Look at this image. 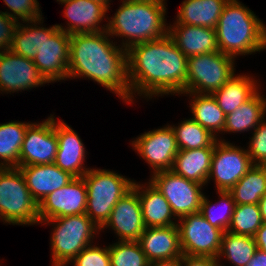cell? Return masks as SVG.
Returning a JSON list of instances; mask_svg holds the SVG:
<instances>
[{
	"mask_svg": "<svg viewBox=\"0 0 266 266\" xmlns=\"http://www.w3.org/2000/svg\"><path fill=\"white\" fill-rule=\"evenodd\" d=\"M130 104L145 99L185 93L187 57L168 34L157 40L137 43L127 49ZM140 94V95H139Z\"/></svg>",
	"mask_w": 266,
	"mask_h": 266,
	"instance_id": "cell-1",
	"label": "cell"
},
{
	"mask_svg": "<svg viewBox=\"0 0 266 266\" xmlns=\"http://www.w3.org/2000/svg\"><path fill=\"white\" fill-rule=\"evenodd\" d=\"M107 31L70 35L68 79L88 78L130 104L127 50Z\"/></svg>",
	"mask_w": 266,
	"mask_h": 266,
	"instance_id": "cell-2",
	"label": "cell"
},
{
	"mask_svg": "<svg viewBox=\"0 0 266 266\" xmlns=\"http://www.w3.org/2000/svg\"><path fill=\"white\" fill-rule=\"evenodd\" d=\"M165 5V0L122 1L115 14L107 16L106 31L110 38L123 37L120 46L126 50L137 43L161 39L168 33Z\"/></svg>",
	"mask_w": 266,
	"mask_h": 266,
	"instance_id": "cell-3",
	"label": "cell"
},
{
	"mask_svg": "<svg viewBox=\"0 0 266 266\" xmlns=\"http://www.w3.org/2000/svg\"><path fill=\"white\" fill-rule=\"evenodd\" d=\"M216 29L219 51L237 58L266 50V26L239 0H229Z\"/></svg>",
	"mask_w": 266,
	"mask_h": 266,
	"instance_id": "cell-4",
	"label": "cell"
},
{
	"mask_svg": "<svg viewBox=\"0 0 266 266\" xmlns=\"http://www.w3.org/2000/svg\"><path fill=\"white\" fill-rule=\"evenodd\" d=\"M52 225L51 257L52 266H67L87 246L100 228L84 213L64 216L41 222Z\"/></svg>",
	"mask_w": 266,
	"mask_h": 266,
	"instance_id": "cell-5",
	"label": "cell"
},
{
	"mask_svg": "<svg viewBox=\"0 0 266 266\" xmlns=\"http://www.w3.org/2000/svg\"><path fill=\"white\" fill-rule=\"evenodd\" d=\"M87 190L85 214L101 228L117 202L133 189L134 180L106 169L90 168L83 175Z\"/></svg>",
	"mask_w": 266,
	"mask_h": 266,
	"instance_id": "cell-6",
	"label": "cell"
},
{
	"mask_svg": "<svg viewBox=\"0 0 266 266\" xmlns=\"http://www.w3.org/2000/svg\"><path fill=\"white\" fill-rule=\"evenodd\" d=\"M0 219L9 225L39 224L38 203L18 167H0Z\"/></svg>",
	"mask_w": 266,
	"mask_h": 266,
	"instance_id": "cell-7",
	"label": "cell"
},
{
	"mask_svg": "<svg viewBox=\"0 0 266 266\" xmlns=\"http://www.w3.org/2000/svg\"><path fill=\"white\" fill-rule=\"evenodd\" d=\"M235 58L221 51L187 58L185 93L212 94L235 73Z\"/></svg>",
	"mask_w": 266,
	"mask_h": 266,
	"instance_id": "cell-8",
	"label": "cell"
},
{
	"mask_svg": "<svg viewBox=\"0 0 266 266\" xmlns=\"http://www.w3.org/2000/svg\"><path fill=\"white\" fill-rule=\"evenodd\" d=\"M70 52V35L58 26L42 25V43L33 63L48 83L67 80Z\"/></svg>",
	"mask_w": 266,
	"mask_h": 266,
	"instance_id": "cell-9",
	"label": "cell"
},
{
	"mask_svg": "<svg viewBox=\"0 0 266 266\" xmlns=\"http://www.w3.org/2000/svg\"><path fill=\"white\" fill-rule=\"evenodd\" d=\"M151 175L149 180L169 202L176 218L200 212L203 184L176 175L172 170Z\"/></svg>",
	"mask_w": 266,
	"mask_h": 266,
	"instance_id": "cell-10",
	"label": "cell"
},
{
	"mask_svg": "<svg viewBox=\"0 0 266 266\" xmlns=\"http://www.w3.org/2000/svg\"><path fill=\"white\" fill-rule=\"evenodd\" d=\"M207 183L213 179L217 192H228L254 165L247 149L217 138Z\"/></svg>",
	"mask_w": 266,
	"mask_h": 266,
	"instance_id": "cell-11",
	"label": "cell"
},
{
	"mask_svg": "<svg viewBox=\"0 0 266 266\" xmlns=\"http://www.w3.org/2000/svg\"><path fill=\"white\" fill-rule=\"evenodd\" d=\"M180 246L183 254L217 258L223 231L211 225L201 213L177 219Z\"/></svg>",
	"mask_w": 266,
	"mask_h": 266,
	"instance_id": "cell-12",
	"label": "cell"
},
{
	"mask_svg": "<svg viewBox=\"0 0 266 266\" xmlns=\"http://www.w3.org/2000/svg\"><path fill=\"white\" fill-rule=\"evenodd\" d=\"M131 142L137 154L152 168V173L172 170L179 149L174 131L169 124L144 132Z\"/></svg>",
	"mask_w": 266,
	"mask_h": 266,
	"instance_id": "cell-13",
	"label": "cell"
},
{
	"mask_svg": "<svg viewBox=\"0 0 266 266\" xmlns=\"http://www.w3.org/2000/svg\"><path fill=\"white\" fill-rule=\"evenodd\" d=\"M54 118L50 114L42 123L32 122L27 127L20 150V166L54 163L58 149Z\"/></svg>",
	"mask_w": 266,
	"mask_h": 266,
	"instance_id": "cell-14",
	"label": "cell"
},
{
	"mask_svg": "<svg viewBox=\"0 0 266 266\" xmlns=\"http://www.w3.org/2000/svg\"><path fill=\"white\" fill-rule=\"evenodd\" d=\"M87 190L83 177H75L67 185L48 194L39 204V223L86 212Z\"/></svg>",
	"mask_w": 266,
	"mask_h": 266,
	"instance_id": "cell-15",
	"label": "cell"
},
{
	"mask_svg": "<svg viewBox=\"0 0 266 266\" xmlns=\"http://www.w3.org/2000/svg\"><path fill=\"white\" fill-rule=\"evenodd\" d=\"M48 83L32 59L13 53L0 52V93H15ZM2 91V92H1Z\"/></svg>",
	"mask_w": 266,
	"mask_h": 266,
	"instance_id": "cell-16",
	"label": "cell"
},
{
	"mask_svg": "<svg viewBox=\"0 0 266 266\" xmlns=\"http://www.w3.org/2000/svg\"><path fill=\"white\" fill-rule=\"evenodd\" d=\"M111 228L118 241H138L146 226L142 217L138 193L132 189L122 197L111 211L100 231Z\"/></svg>",
	"mask_w": 266,
	"mask_h": 266,
	"instance_id": "cell-17",
	"label": "cell"
},
{
	"mask_svg": "<svg viewBox=\"0 0 266 266\" xmlns=\"http://www.w3.org/2000/svg\"><path fill=\"white\" fill-rule=\"evenodd\" d=\"M60 3L65 7L63 14L68 23L65 27L56 24L59 29L69 35L106 31L107 24L100 26L108 13L103 4L93 0H66Z\"/></svg>",
	"mask_w": 266,
	"mask_h": 266,
	"instance_id": "cell-18",
	"label": "cell"
},
{
	"mask_svg": "<svg viewBox=\"0 0 266 266\" xmlns=\"http://www.w3.org/2000/svg\"><path fill=\"white\" fill-rule=\"evenodd\" d=\"M55 131L58 149L54 164L74 177H83L90 168L84 166L87 151L80 136L64 120L55 119Z\"/></svg>",
	"mask_w": 266,
	"mask_h": 266,
	"instance_id": "cell-19",
	"label": "cell"
},
{
	"mask_svg": "<svg viewBox=\"0 0 266 266\" xmlns=\"http://www.w3.org/2000/svg\"><path fill=\"white\" fill-rule=\"evenodd\" d=\"M173 24H169L167 34L187 58L219 51L216 29L176 21Z\"/></svg>",
	"mask_w": 266,
	"mask_h": 266,
	"instance_id": "cell-20",
	"label": "cell"
},
{
	"mask_svg": "<svg viewBox=\"0 0 266 266\" xmlns=\"http://www.w3.org/2000/svg\"><path fill=\"white\" fill-rule=\"evenodd\" d=\"M138 243L149 263L180 258L183 255L177 225L146 228Z\"/></svg>",
	"mask_w": 266,
	"mask_h": 266,
	"instance_id": "cell-21",
	"label": "cell"
},
{
	"mask_svg": "<svg viewBox=\"0 0 266 266\" xmlns=\"http://www.w3.org/2000/svg\"><path fill=\"white\" fill-rule=\"evenodd\" d=\"M23 174L32 198L39 204L48 194L67 185L75 177L56 164L18 167Z\"/></svg>",
	"mask_w": 266,
	"mask_h": 266,
	"instance_id": "cell-22",
	"label": "cell"
},
{
	"mask_svg": "<svg viewBox=\"0 0 266 266\" xmlns=\"http://www.w3.org/2000/svg\"><path fill=\"white\" fill-rule=\"evenodd\" d=\"M133 189L138 193L146 228L177 225L169 202L150 180L144 185L134 182Z\"/></svg>",
	"mask_w": 266,
	"mask_h": 266,
	"instance_id": "cell-23",
	"label": "cell"
},
{
	"mask_svg": "<svg viewBox=\"0 0 266 266\" xmlns=\"http://www.w3.org/2000/svg\"><path fill=\"white\" fill-rule=\"evenodd\" d=\"M258 80L251 75H233L219 90L212 93L218 106L227 116L248 101L259 89ZM259 84V85H258Z\"/></svg>",
	"mask_w": 266,
	"mask_h": 266,
	"instance_id": "cell-24",
	"label": "cell"
},
{
	"mask_svg": "<svg viewBox=\"0 0 266 266\" xmlns=\"http://www.w3.org/2000/svg\"><path fill=\"white\" fill-rule=\"evenodd\" d=\"M229 0H184L177 12L176 22L215 29Z\"/></svg>",
	"mask_w": 266,
	"mask_h": 266,
	"instance_id": "cell-25",
	"label": "cell"
},
{
	"mask_svg": "<svg viewBox=\"0 0 266 266\" xmlns=\"http://www.w3.org/2000/svg\"><path fill=\"white\" fill-rule=\"evenodd\" d=\"M214 148L179 150L172 171L186 179L207 184Z\"/></svg>",
	"mask_w": 266,
	"mask_h": 266,
	"instance_id": "cell-26",
	"label": "cell"
},
{
	"mask_svg": "<svg viewBox=\"0 0 266 266\" xmlns=\"http://www.w3.org/2000/svg\"><path fill=\"white\" fill-rule=\"evenodd\" d=\"M260 89L246 102L226 116L224 133L254 130L266 115V98Z\"/></svg>",
	"mask_w": 266,
	"mask_h": 266,
	"instance_id": "cell-27",
	"label": "cell"
},
{
	"mask_svg": "<svg viewBox=\"0 0 266 266\" xmlns=\"http://www.w3.org/2000/svg\"><path fill=\"white\" fill-rule=\"evenodd\" d=\"M183 95H189V99L191 98L189 103L193 115L191 118L209 130L214 136H220L218 133H223L226 115L218 106L213 95L199 93H183Z\"/></svg>",
	"mask_w": 266,
	"mask_h": 266,
	"instance_id": "cell-28",
	"label": "cell"
},
{
	"mask_svg": "<svg viewBox=\"0 0 266 266\" xmlns=\"http://www.w3.org/2000/svg\"><path fill=\"white\" fill-rule=\"evenodd\" d=\"M228 192L235 205L259 204L266 193V165L254 164Z\"/></svg>",
	"mask_w": 266,
	"mask_h": 266,
	"instance_id": "cell-29",
	"label": "cell"
},
{
	"mask_svg": "<svg viewBox=\"0 0 266 266\" xmlns=\"http://www.w3.org/2000/svg\"><path fill=\"white\" fill-rule=\"evenodd\" d=\"M31 123L11 121L0 124V167H19L20 150Z\"/></svg>",
	"mask_w": 266,
	"mask_h": 266,
	"instance_id": "cell-30",
	"label": "cell"
},
{
	"mask_svg": "<svg viewBox=\"0 0 266 266\" xmlns=\"http://www.w3.org/2000/svg\"><path fill=\"white\" fill-rule=\"evenodd\" d=\"M254 237L223 232L220 250L217 256L218 264L225 257L234 266H246L257 250Z\"/></svg>",
	"mask_w": 266,
	"mask_h": 266,
	"instance_id": "cell-31",
	"label": "cell"
},
{
	"mask_svg": "<svg viewBox=\"0 0 266 266\" xmlns=\"http://www.w3.org/2000/svg\"><path fill=\"white\" fill-rule=\"evenodd\" d=\"M178 124V126H170L174 131L179 150L214 148L215 143L218 141V137L192 118L181 121Z\"/></svg>",
	"mask_w": 266,
	"mask_h": 266,
	"instance_id": "cell-32",
	"label": "cell"
},
{
	"mask_svg": "<svg viewBox=\"0 0 266 266\" xmlns=\"http://www.w3.org/2000/svg\"><path fill=\"white\" fill-rule=\"evenodd\" d=\"M42 19L44 18L32 21H23L22 23L24 24L19 22L10 49L13 53L25 58L32 60L34 59V57L38 53L40 44L42 43L41 25L44 21Z\"/></svg>",
	"mask_w": 266,
	"mask_h": 266,
	"instance_id": "cell-33",
	"label": "cell"
},
{
	"mask_svg": "<svg viewBox=\"0 0 266 266\" xmlns=\"http://www.w3.org/2000/svg\"><path fill=\"white\" fill-rule=\"evenodd\" d=\"M216 194H218V199L220 200L215 202V204L211 203L206 195H203L199 213H201L211 225L225 232L230 225L235 202L229 192L219 191ZM219 207L221 208L219 209Z\"/></svg>",
	"mask_w": 266,
	"mask_h": 266,
	"instance_id": "cell-34",
	"label": "cell"
},
{
	"mask_svg": "<svg viewBox=\"0 0 266 266\" xmlns=\"http://www.w3.org/2000/svg\"><path fill=\"white\" fill-rule=\"evenodd\" d=\"M259 204L235 205L228 232L254 237L262 225Z\"/></svg>",
	"mask_w": 266,
	"mask_h": 266,
	"instance_id": "cell-35",
	"label": "cell"
},
{
	"mask_svg": "<svg viewBox=\"0 0 266 266\" xmlns=\"http://www.w3.org/2000/svg\"><path fill=\"white\" fill-rule=\"evenodd\" d=\"M111 266H148L138 241H117L108 245Z\"/></svg>",
	"mask_w": 266,
	"mask_h": 266,
	"instance_id": "cell-36",
	"label": "cell"
},
{
	"mask_svg": "<svg viewBox=\"0 0 266 266\" xmlns=\"http://www.w3.org/2000/svg\"><path fill=\"white\" fill-rule=\"evenodd\" d=\"M10 12L5 11L17 21H32L42 17L41 8L37 0H3Z\"/></svg>",
	"mask_w": 266,
	"mask_h": 266,
	"instance_id": "cell-37",
	"label": "cell"
},
{
	"mask_svg": "<svg viewBox=\"0 0 266 266\" xmlns=\"http://www.w3.org/2000/svg\"><path fill=\"white\" fill-rule=\"evenodd\" d=\"M74 266H111L108 246L89 245L85 247L72 261Z\"/></svg>",
	"mask_w": 266,
	"mask_h": 266,
	"instance_id": "cell-38",
	"label": "cell"
},
{
	"mask_svg": "<svg viewBox=\"0 0 266 266\" xmlns=\"http://www.w3.org/2000/svg\"><path fill=\"white\" fill-rule=\"evenodd\" d=\"M250 139L247 151L252 163L266 165V119L253 130Z\"/></svg>",
	"mask_w": 266,
	"mask_h": 266,
	"instance_id": "cell-39",
	"label": "cell"
},
{
	"mask_svg": "<svg viewBox=\"0 0 266 266\" xmlns=\"http://www.w3.org/2000/svg\"><path fill=\"white\" fill-rule=\"evenodd\" d=\"M19 21L0 11V52L11 49Z\"/></svg>",
	"mask_w": 266,
	"mask_h": 266,
	"instance_id": "cell-40",
	"label": "cell"
},
{
	"mask_svg": "<svg viewBox=\"0 0 266 266\" xmlns=\"http://www.w3.org/2000/svg\"><path fill=\"white\" fill-rule=\"evenodd\" d=\"M181 266H218V260L210 256L183 254Z\"/></svg>",
	"mask_w": 266,
	"mask_h": 266,
	"instance_id": "cell-41",
	"label": "cell"
},
{
	"mask_svg": "<svg viewBox=\"0 0 266 266\" xmlns=\"http://www.w3.org/2000/svg\"><path fill=\"white\" fill-rule=\"evenodd\" d=\"M258 249L266 253V222H263L254 236Z\"/></svg>",
	"mask_w": 266,
	"mask_h": 266,
	"instance_id": "cell-42",
	"label": "cell"
},
{
	"mask_svg": "<svg viewBox=\"0 0 266 266\" xmlns=\"http://www.w3.org/2000/svg\"><path fill=\"white\" fill-rule=\"evenodd\" d=\"M246 266H266V253L257 249L249 264Z\"/></svg>",
	"mask_w": 266,
	"mask_h": 266,
	"instance_id": "cell-43",
	"label": "cell"
},
{
	"mask_svg": "<svg viewBox=\"0 0 266 266\" xmlns=\"http://www.w3.org/2000/svg\"><path fill=\"white\" fill-rule=\"evenodd\" d=\"M148 266H181V257L171 260L153 261Z\"/></svg>",
	"mask_w": 266,
	"mask_h": 266,
	"instance_id": "cell-44",
	"label": "cell"
},
{
	"mask_svg": "<svg viewBox=\"0 0 266 266\" xmlns=\"http://www.w3.org/2000/svg\"><path fill=\"white\" fill-rule=\"evenodd\" d=\"M259 207L262 222H266V193L261 197L259 201Z\"/></svg>",
	"mask_w": 266,
	"mask_h": 266,
	"instance_id": "cell-45",
	"label": "cell"
},
{
	"mask_svg": "<svg viewBox=\"0 0 266 266\" xmlns=\"http://www.w3.org/2000/svg\"><path fill=\"white\" fill-rule=\"evenodd\" d=\"M93 1H96L100 4H103L108 10H109V7H111V6H109L111 4L110 3L111 0H93Z\"/></svg>",
	"mask_w": 266,
	"mask_h": 266,
	"instance_id": "cell-46",
	"label": "cell"
}]
</instances>
